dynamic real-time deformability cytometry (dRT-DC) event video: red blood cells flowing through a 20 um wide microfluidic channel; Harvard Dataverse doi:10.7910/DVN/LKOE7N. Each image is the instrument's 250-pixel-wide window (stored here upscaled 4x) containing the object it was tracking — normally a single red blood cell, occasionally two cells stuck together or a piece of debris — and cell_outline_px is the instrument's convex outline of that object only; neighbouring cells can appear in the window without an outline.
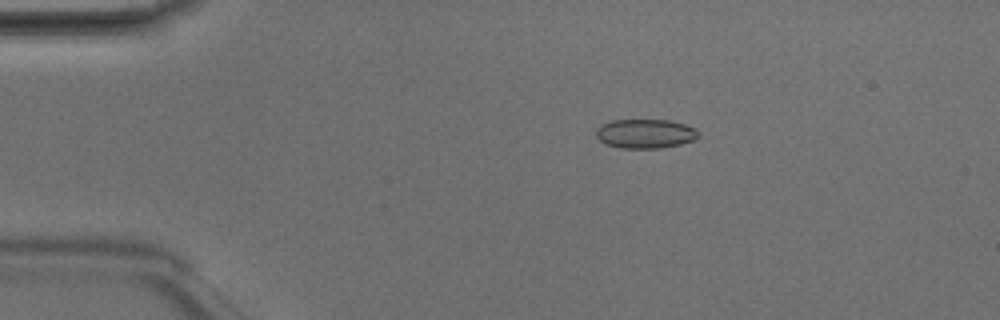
{"species": "Egyptian fruit bat (a non-hibernating species)", "species_latin": "Rousettus aegyptiacus", "temperature_condition": "room temperature", "stored_images_in_passage": 6, "camera_frame_rate_fps": 3000, "um_per_image_px": 0.085, "animal": {"sex": "male"}, "frame": {"image": 1, "passage_image": 3, "time_ms": 0.667, "image_size_px": [1000, 320], "cell_outline_px": [[700, 136], [696, 140], [680, 144], [660, 148], [620, 148], [608, 144], [600, 140], [596, 136], [596, 128], [600, 124], [612, 120], [668, 120], [684, 124], [696, 128], [700, 132]], "centroid_in_image_um": [54.88, 11.36], "position_along_channel_um": 30.1, "area_um2": 17.57}}
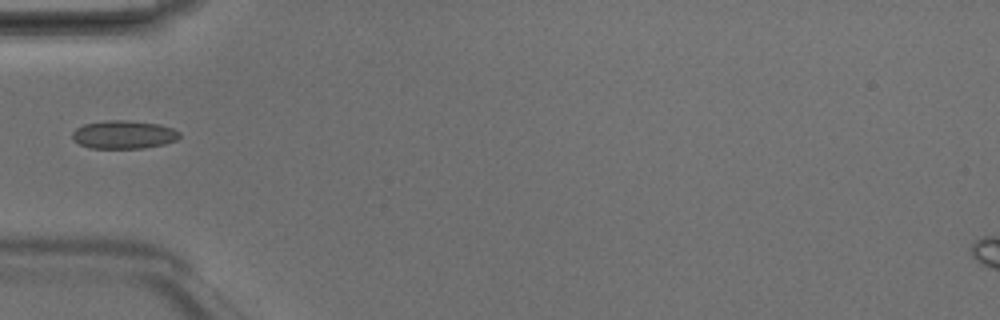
{"frame": {"image": 2, "passage_image": 5, "time_ms": 1.333, "image_size_px": [1000, 320], "cell_outline_px": [[180, 136], [176, 140], [164, 144], [144, 148], [92, 148], [80, 144], [72, 140], [72, 132], [76, 128], [84, 124], [108, 120], [128, 120], [160, 124], [172, 128], [180, 132]], "centroid_in_image_um": [10.51, 11.44], "position_along_channel_um": 74.5, "area_um2": 17.69}}